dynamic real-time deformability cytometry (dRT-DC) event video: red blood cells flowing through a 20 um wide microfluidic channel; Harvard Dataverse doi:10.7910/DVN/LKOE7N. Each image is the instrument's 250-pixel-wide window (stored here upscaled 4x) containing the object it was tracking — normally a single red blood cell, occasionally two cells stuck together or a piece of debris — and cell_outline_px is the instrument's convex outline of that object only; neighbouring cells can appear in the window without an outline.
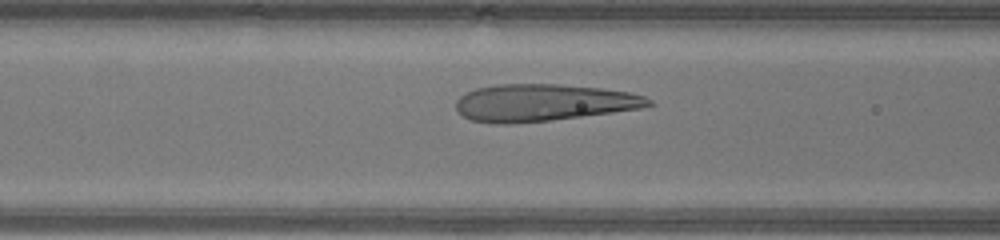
{"species": "human", "species_latin": "Homo sapiens", "temperature_condition": "warm", "stored_images_in_passage": 34, "camera_frame_rate_fps": 3000, "um_per_image_px": 0.085, "donor": {"sex": "male"}, "frame": {"image": 1, "passage_image": 13, "time_ms": 4.0, "image_size_px": [1000, 240], "cell_outline_px": [[656, 104], [640, 108], [612, 112], [552, 120], [512, 124], [492, 124], [472, 120], [464, 116], [456, 108], [456, 100], [460, 96], [476, 88], [496, 84], [560, 84], [600, 88], [628, 92], [644, 96], [652, 100]], "centroid_in_image_um": [46.17, 8.73], "position_along_channel_um": 120.4, "area_um2": 41.62}}
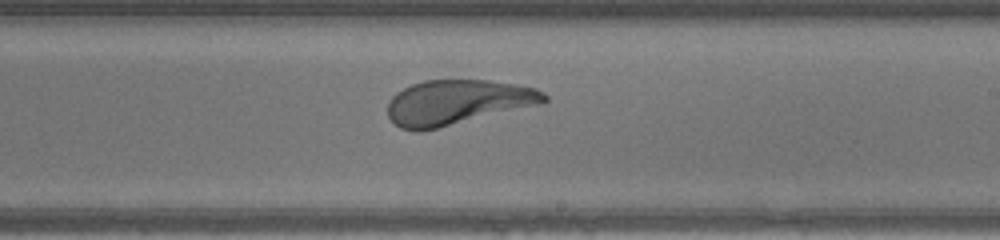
{"frame": {"image": 2, "passage_image": 22, "time_ms": 7.0, "image_size_px": [1000, 240], "cell_outline_px": [[548, 100], [540, 104], [424, 132], [416, 132], [400, 128], [388, 116], [388, 100], [396, 92], [412, 84], [424, 80], [488, 80], [516, 84], [536, 88], [544, 92], [548, 96]], "centroid_in_image_um": [38.87, 8.71], "position_along_channel_um": 250.1, "area_um2": 41.27}}
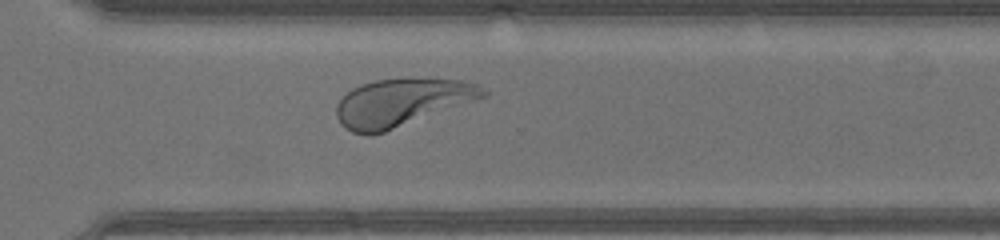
{"frame": {"image": 3, "passage_image": 28, "time_ms": 9.0, "image_size_px": [1000, 240], "cell_outline_px": [[488, 96], [384, 132], [368, 136], [352, 132], [344, 128], [340, 124], [336, 116], [336, 104], [352, 88], [360, 84], [376, 80], [404, 76], [412, 76], [464, 80], [480, 84], [488, 88]], "centroid_in_image_um": [34.19, 8.67], "position_along_channel_um": 336.4, "area_um2": 41.79}, "authors_computed_cell_mechanics": {"area_um2": 41.4715, "velocity_mm_per_s": 4.3276, "shape_relaxation_time_tau1_ms": 3.2374, "shape_relaxation_time_tau2_ms": null, "deformation_change_tau1": 0.2427, "deformation_change_tau2": null}}